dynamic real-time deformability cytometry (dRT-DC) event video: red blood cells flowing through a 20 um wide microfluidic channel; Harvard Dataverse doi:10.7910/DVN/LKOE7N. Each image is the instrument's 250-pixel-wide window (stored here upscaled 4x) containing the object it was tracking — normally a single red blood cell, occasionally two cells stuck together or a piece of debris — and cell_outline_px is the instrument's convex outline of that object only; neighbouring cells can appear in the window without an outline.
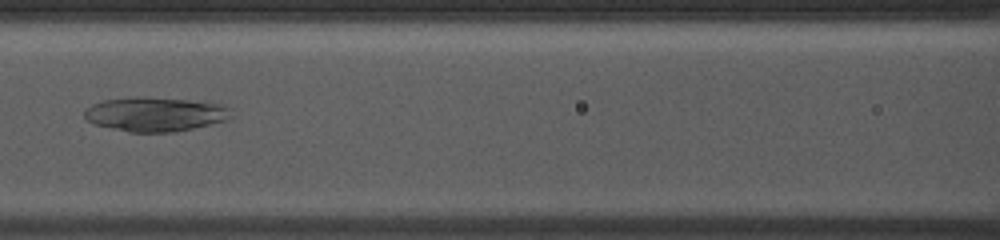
{"species": "common noctule bat (a hibernating species)", "species_latin": "Nyctalus noctula", "temperature_condition": "room temperature", "stored_images_in_passage": 52, "camera_frame_rate_fps": 3000, "um_per_image_px": 0.085, "animal": {"sex": "male", "body_mass_g": 13.0, "forearm_length_mm": 53.1}, "frame": {"image": 1, "passage_image": 25, "time_ms": 8.0, "image_size_px": [1000, 240], "cell_outline_px": [[232, 116], [228, 120], [192, 128], [172, 132], [128, 132], [96, 124], [88, 120], [84, 116], [84, 108], [92, 104], [104, 100], [132, 96], [136, 96], [188, 100], [220, 104], [228, 108]], "centroid_in_image_um": [13.16, 9.7], "position_along_channel_um": 153.4, "area_um2": 29.13}}
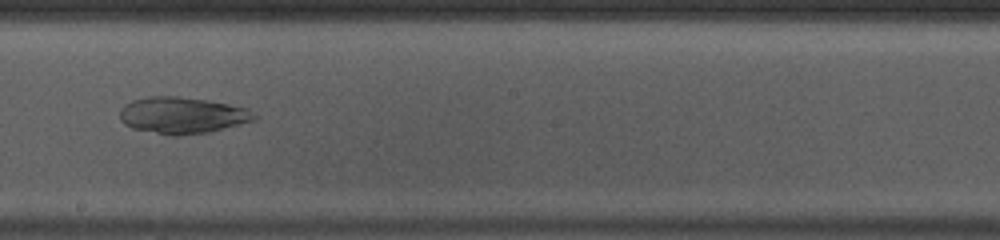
{"frame": {"image": 2, "passage_image": 31, "time_ms": 10.0, "image_size_px": [1000, 240], "cell_outline_px": [[260, 116], [256, 120], [208, 132], [180, 136], [168, 136], [132, 128], [124, 124], [120, 120], [120, 108], [124, 104], [132, 100], [148, 96], [180, 96], [208, 100], [248, 108]], "centroid_in_image_um": [15.49, 9.8], "position_along_channel_um": 232.7, "area_um2": 29.07}}
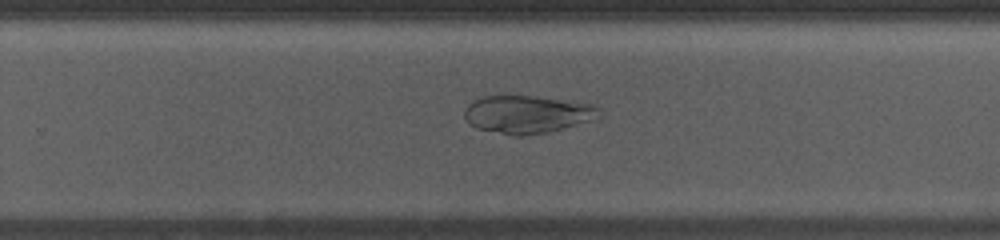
{"frame": {"image": 3, "passage_image": 35, "time_ms": 11.333, "image_size_px": [1000, 240], "cell_outline_px": [[600, 116], [588, 120], [548, 132], [524, 136], [512, 136], [476, 128], [468, 124], [464, 116], [464, 108], [468, 104], [484, 96], [532, 96], [596, 104], [600, 108]], "centroid_in_image_um": [44.77, 9.72], "position_along_channel_um": 285.0, "area_um2": 29.54}}